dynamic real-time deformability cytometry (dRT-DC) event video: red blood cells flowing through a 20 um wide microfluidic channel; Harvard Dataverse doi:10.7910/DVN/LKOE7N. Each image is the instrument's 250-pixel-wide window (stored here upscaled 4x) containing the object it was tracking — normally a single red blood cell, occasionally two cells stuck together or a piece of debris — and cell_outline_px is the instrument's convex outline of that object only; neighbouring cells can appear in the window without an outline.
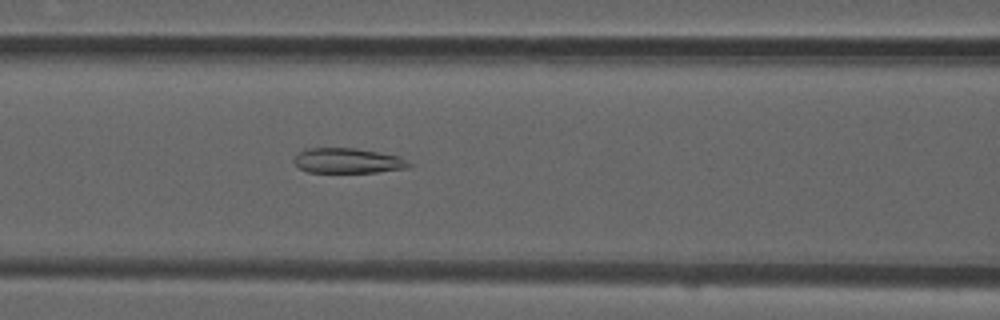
{"species": "common noctule bat (a hibernating species)", "species_latin": "Nyctalus noctula", "temperature_condition": "room temperature", "stored_images_in_passage": 37, "camera_frame_rate_fps": 3000, "um_per_image_px": 0.085, "animal": {"sex": "male", "forearm_length_mm": 52.5}, "frame": {"image": 1, "passage_image": 7, "time_ms": 2.0, "image_size_px": [1000, 320], "cell_outline_px": [[412, 164], [408, 168], [376, 172], [308, 172], [300, 168], [292, 160], [300, 152], [308, 148], [356, 148], [400, 156], [408, 160]], "centroid_in_image_um": [29.6, 13.66], "position_along_channel_um": 137.0, "area_um2": 16.76}}
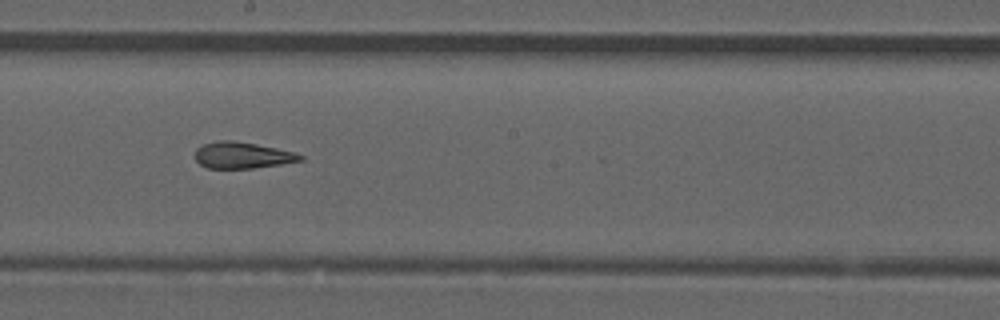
{"frame": {"image": 2, "passage_image": 14, "time_ms": 4.333, "image_size_px": [1000, 320], "cell_outline_px": [[304, 160], [280, 164], [252, 168], [208, 168], [200, 164], [196, 160], [196, 148], [204, 144], [220, 140], [228, 140], [256, 144], [296, 152], [304, 156]], "centroid_in_image_um": [20.62, 13.2], "position_along_channel_um": 227.6, "area_um2": 16.01}}
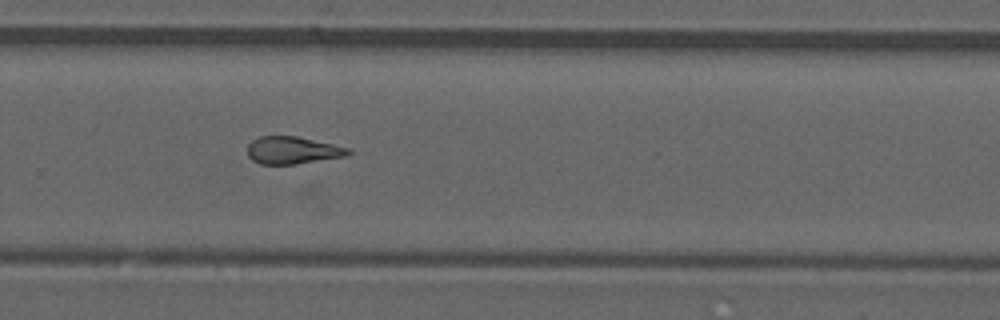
{"frame": {"image": 3, "passage_image": 20, "time_ms": 6.333, "image_size_px": [1000, 320], "cell_outline_px": [[352, 152], [348, 156], [296, 164], [260, 164], [252, 160], [248, 156], [248, 144], [256, 136], [296, 136], [352, 148]], "centroid_in_image_um": [24.89, 12.77], "position_along_channel_um": 304.9, "area_um2": 16.3}, "authors_computed_cell_mechanics": {"area_um2": 16.762, "velocity_mm_per_s": 3.8865, "shape_relaxation_time_tau1_ms": null, "shape_relaxation_time_tau2_ms": 2.8415, "deformation_change_tau1": null, "deformation_change_tau2": 0.1166}}